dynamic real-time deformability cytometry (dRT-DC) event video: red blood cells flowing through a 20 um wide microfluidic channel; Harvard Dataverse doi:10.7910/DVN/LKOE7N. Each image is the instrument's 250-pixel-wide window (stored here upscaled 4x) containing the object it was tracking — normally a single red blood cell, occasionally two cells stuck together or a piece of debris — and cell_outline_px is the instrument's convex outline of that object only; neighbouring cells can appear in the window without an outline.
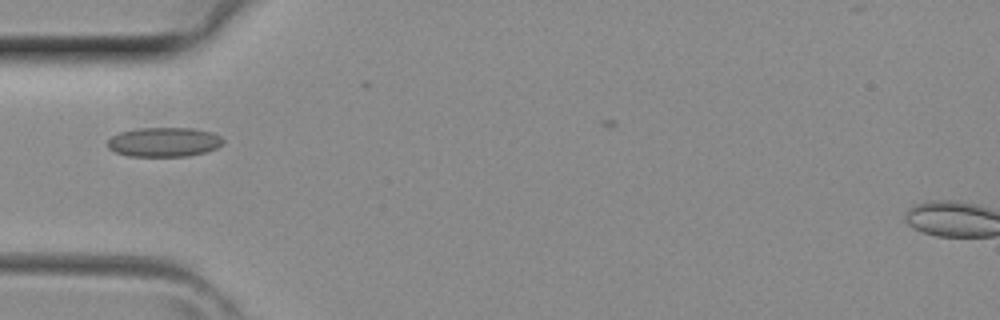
{"species": "common noctule bat (a hibernating species)", "species_latin": "Nyctalus noctula", "temperature_condition": "room temperature", "stored_images_in_passage": 3, "camera_frame_rate_fps": 3000, "um_per_image_px": 0.085, "animal": {"sex": "female", "body_mass_g": 29.2, "forearm_length_mm": 56.3}, "frame": {"image": 1, "passage_image": 3, "time_ms": 0.667, "image_size_px": [1000, 320], "cell_outline_px": [[224, 140], [216, 148], [204, 152], [188, 156], [128, 156], [116, 152], [108, 148], [108, 140], [112, 136], [120, 132], [136, 128], [192, 128], [212, 132], [220, 136]], "centroid_in_image_um": [13.92, 12.07], "position_along_channel_um": 71.1, "area_um2": 19.71}}